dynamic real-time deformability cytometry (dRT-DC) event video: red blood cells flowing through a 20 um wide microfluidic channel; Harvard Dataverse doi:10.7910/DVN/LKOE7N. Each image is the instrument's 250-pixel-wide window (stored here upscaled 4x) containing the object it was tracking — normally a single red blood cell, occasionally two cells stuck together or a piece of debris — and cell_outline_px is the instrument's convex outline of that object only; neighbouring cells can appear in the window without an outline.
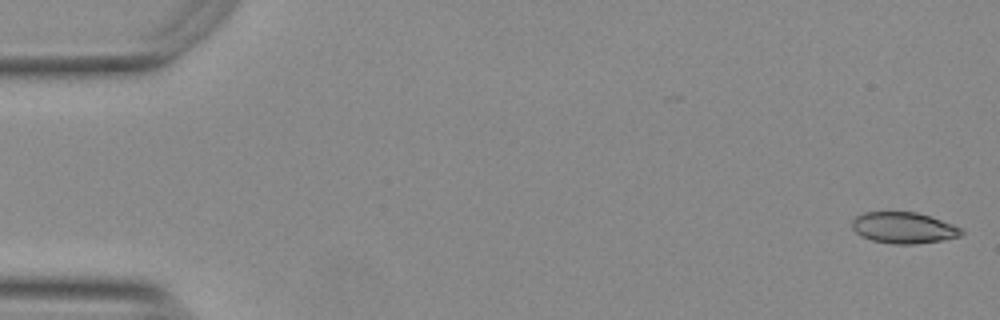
{"species": "Egyptian fruit bat (a non-hibernating species)", "species_latin": "Rousettus aegyptiacus", "temperature_condition": "warm", "stored_images_in_passage": 54, "camera_frame_rate_fps": 3000, "um_per_image_px": 0.085, "animal": {"sex": "female"}, "frame": {"image": 1, "passage_image": 1, "time_ms": 0.0, "image_size_px": [1000, 320], "cell_outline_px": [[964, 232], [960, 236], [940, 240], [916, 244], [892, 244], [872, 240], [860, 236], [852, 228], [852, 220], [856, 216], [864, 212], [916, 212], [952, 224], [960, 228]], "centroid_in_image_um": [76.76, 19.36], "position_along_channel_um": 8.2, "area_um2": 19.71}}
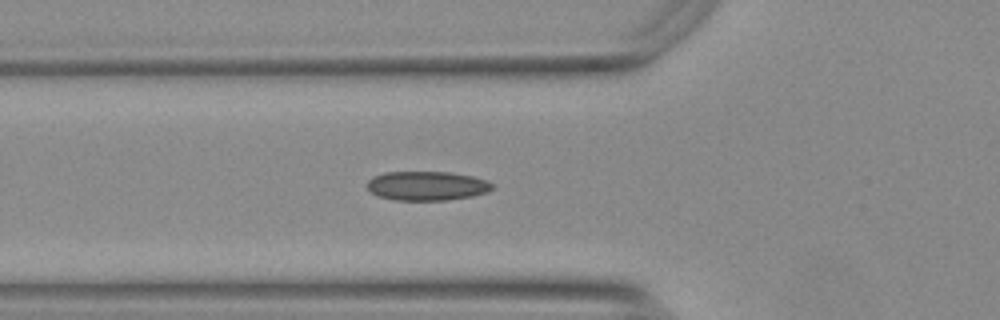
{"frame": {"image": 2, "passage_image": 19, "time_ms": 6.0, "image_size_px": [1000, 320], "cell_outline_px": [[496, 184], [488, 192], [472, 196], [448, 200], [392, 200], [376, 196], [368, 188], [368, 180], [372, 176], [384, 172], [448, 172], [472, 176], [488, 180]], "centroid_in_image_um": [36.3, 15.8], "position_along_channel_um": 89.5, "area_um2": 21.5}}
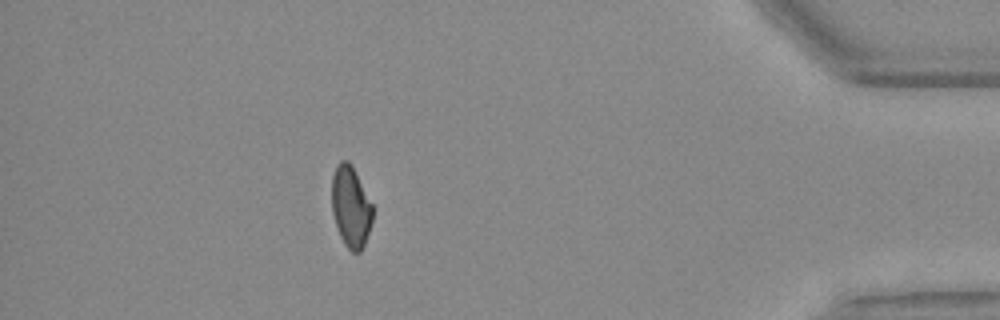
{"frame": {"image": 3, "passage_image": 48, "time_ms": 15.667, "image_size_px": [1000, 320], "cell_outline_px": [[372, 220], [364, 244], [360, 252], [352, 252], [344, 244], [336, 228], [332, 212], [332, 176], [336, 164], [340, 160], [348, 160], [352, 164], [372, 204]], "centroid_in_image_um": [29.79, 17.54], "position_along_channel_um": 405.4, "area_um2": 19.36}, "authors_computed_cell_mechanics": {"area_um2": 20.3456, "velocity_mm_per_s": 3.7685, "shape_relaxation_time_tau1_ms": null, "shape_relaxation_time_tau2_ms": 1.756, "deformation_change_tau1": null, "deformation_change_tau2": 0.0833}}